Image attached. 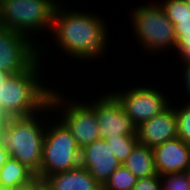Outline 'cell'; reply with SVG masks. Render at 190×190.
I'll return each mask as SVG.
<instances>
[{"label":"cell","instance_id":"1","mask_svg":"<svg viewBox=\"0 0 190 190\" xmlns=\"http://www.w3.org/2000/svg\"><path fill=\"white\" fill-rule=\"evenodd\" d=\"M66 2L69 3L68 0H61L57 5L54 13L53 29L50 34L49 40L46 39V43L43 44L41 47L42 61L48 66V68H50V72L52 73V75H54L57 79L60 77V82L64 80L65 82L69 81L68 78L72 76L74 80L76 79V77L74 76L75 68L71 69L70 65L68 64L67 66H69V68H67L65 63L66 59L70 60L69 64H75V62V65L79 64V68L82 67L80 63L84 64L83 68L87 64L86 66L88 68H91L89 69V72H92L91 70H93L90 65H94V63L98 64V61L99 64L102 65L101 61H103V59L105 61V57L107 56L106 54H110L108 53L109 49H112L109 45L110 41L112 42V38L110 36H113L112 31H114L111 30V22L108 21V19L105 18V16H103L101 12L93 13V10H86L82 7L80 9L78 8V4L76 5L77 7L75 6V8H72V5ZM58 56H62V59H60V57ZM51 59L55 62L59 61L62 66L60 63L52 62ZM62 62H64L65 65ZM91 62L93 63L91 64ZM56 64L57 66L59 65L60 68L55 66ZM58 68L60 70H57ZM66 69L70 70L69 74H71V70H73V75L68 76V70L66 71ZM55 71L58 73H55ZM59 73L60 75H62L60 76ZM63 73H65L66 75ZM62 78L65 79L63 80Z\"/></svg>","mask_w":190,"mask_h":190},{"label":"cell","instance_id":"2","mask_svg":"<svg viewBox=\"0 0 190 190\" xmlns=\"http://www.w3.org/2000/svg\"><path fill=\"white\" fill-rule=\"evenodd\" d=\"M47 67L40 58L30 69L6 78L0 86V110L7 119L33 115L49 103L59 79Z\"/></svg>","mask_w":190,"mask_h":190},{"label":"cell","instance_id":"3","mask_svg":"<svg viewBox=\"0 0 190 190\" xmlns=\"http://www.w3.org/2000/svg\"><path fill=\"white\" fill-rule=\"evenodd\" d=\"M52 116L48 103L33 115L7 119L0 129V147L35 175L40 172L46 125Z\"/></svg>","mask_w":190,"mask_h":190},{"label":"cell","instance_id":"4","mask_svg":"<svg viewBox=\"0 0 190 190\" xmlns=\"http://www.w3.org/2000/svg\"><path fill=\"white\" fill-rule=\"evenodd\" d=\"M147 2L144 0V4L141 2L142 5L137 4L131 6V10H127L129 19L126 20L130 23L128 28L131 26L130 35L132 38L134 36L132 40L136 41L135 45L138 44L137 49L142 50L141 55L146 53L149 58L165 55L168 58L169 53V56L174 57L177 41L175 26L157 0H147Z\"/></svg>","mask_w":190,"mask_h":190},{"label":"cell","instance_id":"5","mask_svg":"<svg viewBox=\"0 0 190 190\" xmlns=\"http://www.w3.org/2000/svg\"><path fill=\"white\" fill-rule=\"evenodd\" d=\"M69 79L71 84L68 81L56 84L49 103L53 115L71 132L77 145L82 149L100 139V133L95 110L80 95L78 96V93H73L76 91L73 84L75 80ZM68 86L74 87L68 89Z\"/></svg>","mask_w":190,"mask_h":190},{"label":"cell","instance_id":"6","mask_svg":"<svg viewBox=\"0 0 190 190\" xmlns=\"http://www.w3.org/2000/svg\"><path fill=\"white\" fill-rule=\"evenodd\" d=\"M60 1L3 0L0 3V25L31 38L42 47L52 32L54 13Z\"/></svg>","mask_w":190,"mask_h":190},{"label":"cell","instance_id":"7","mask_svg":"<svg viewBox=\"0 0 190 190\" xmlns=\"http://www.w3.org/2000/svg\"><path fill=\"white\" fill-rule=\"evenodd\" d=\"M134 79L136 80V78H133L132 82H124L125 79H120V81L123 80L121 83H124L125 85L130 83L133 86L130 85L127 87L126 85L122 88L121 85L118 86L117 84V88L115 87L114 89L112 87L108 90L118 99L125 112L135 124L139 126L146 120H149L166 110L172 104L173 92L168 94L170 90L169 88H167L168 90L162 88L164 87L163 83L161 87L157 86L156 83L154 84L155 79L152 81V84L151 82L146 84L144 81H142L143 84L141 81L136 83L134 82ZM164 90L167 91V93Z\"/></svg>","mask_w":190,"mask_h":190},{"label":"cell","instance_id":"8","mask_svg":"<svg viewBox=\"0 0 190 190\" xmlns=\"http://www.w3.org/2000/svg\"><path fill=\"white\" fill-rule=\"evenodd\" d=\"M81 149L71 132L53 115L47 122L43 142L42 163L36 177L69 171L80 166Z\"/></svg>","mask_w":190,"mask_h":190},{"label":"cell","instance_id":"9","mask_svg":"<svg viewBox=\"0 0 190 190\" xmlns=\"http://www.w3.org/2000/svg\"><path fill=\"white\" fill-rule=\"evenodd\" d=\"M114 83L117 84L115 80L113 83H111V85L109 82V86H106L105 89L100 85L101 88H98V92L95 90L96 87L92 88L90 86L89 88L91 89L89 90L90 93L88 92V94L86 91H88L89 88L87 87L86 89V85H83V81L82 84H78L76 82L80 89H78V86L75 85L77 87L76 90H79L77 93H80V96L95 110L100 138L102 139L115 138L119 137V135H137L138 126L125 112L118 99L107 89V87H112V84ZM81 87H85L83 88L84 90L81 89ZM95 94L96 96H94ZM90 96L92 99L89 98Z\"/></svg>","mask_w":190,"mask_h":190},{"label":"cell","instance_id":"10","mask_svg":"<svg viewBox=\"0 0 190 190\" xmlns=\"http://www.w3.org/2000/svg\"><path fill=\"white\" fill-rule=\"evenodd\" d=\"M41 58V47L31 38L0 25V71L14 75L30 69Z\"/></svg>","mask_w":190,"mask_h":190},{"label":"cell","instance_id":"11","mask_svg":"<svg viewBox=\"0 0 190 190\" xmlns=\"http://www.w3.org/2000/svg\"><path fill=\"white\" fill-rule=\"evenodd\" d=\"M80 165L88 169L94 179L103 186L121 163L112 154L106 140L100 138L81 149Z\"/></svg>","mask_w":190,"mask_h":190},{"label":"cell","instance_id":"12","mask_svg":"<svg viewBox=\"0 0 190 190\" xmlns=\"http://www.w3.org/2000/svg\"><path fill=\"white\" fill-rule=\"evenodd\" d=\"M176 137H178L177 116L173 104L137 127L139 144L151 148Z\"/></svg>","mask_w":190,"mask_h":190},{"label":"cell","instance_id":"13","mask_svg":"<svg viewBox=\"0 0 190 190\" xmlns=\"http://www.w3.org/2000/svg\"><path fill=\"white\" fill-rule=\"evenodd\" d=\"M158 175L184 173L190 168V145L176 137L152 148Z\"/></svg>","mask_w":190,"mask_h":190},{"label":"cell","instance_id":"14","mask_svg":"<svg viewBox=\"0 0 190 190\" xmlns=\"http://www.w3.org/2000/svg\"><path fill=\"white\" fill-rule=\"evenodd\" d=\"M45 184L49 190H102L88 169L81 165L69 171L48 176Z\"/></svg>","mask_w":190,"mask_h":190},{"label":"cell","instance_id":"15","mask_svg":"<svg viewBox=\"0 0 190 190\" xmlns=\"http://www.w3.org/2000/svg\"><path fill=\"white\" fill-rule=\"evenodd\" d=\"M36 175L18 160L9 157L0 168V190H12L29 184Z\"/></svg>","mask_w":190,"mask_h":190},{"label":"cell","instance_id":"16","mask_svg":"<svg viewBox=\"0 0 190 190\" xmlns=\"http://www.w3.org/2000/svg\"><path fill=\"white\" fill-rule=\"evenodd\" d=\"M123 165L137 178L157 175L154 154L151 147L137 144Z\"/></svg>","mask_w":190,"mask_h":190},{"label":"cell","instance_id":"17","mask_svg":"<svg viewBox=\"0 0 190 190\" xmlns=\"http://www.w3.org/2000/svg\"><path fill=\"white\" fill-rule=\"evenodd\" d=\"M180 92L181 91H179L177 95L173 93L174 96L172 100L177 116L178 137L190 145V103L182 101V99L180 100L181 97L178 98Z\"/></svg>","mask_w":190,"mask_h":190},{"label":"cell","instance_id":"18","mask_svg":"<svg viewBox=\"0 0 190 190\" xmlns=\"http://www.w3.org/2000/svg\"><path fill=\"white\" fill-rule=\"evenodd\" d=\"M137 177L123 164L120 165L102 186V190H132Z\"/></svg>","mask_w":190,"mask_h":190},{"label":"cell","instance_id":"19","mask_svg":"<svg viewBox=\"0 0 190 190\" xmlns=\"http://www.w3.org/2000/svg\"><path fill=\"white\" fill-rule=\"evenodd\" d=\"M107 145L111 148L112 154L118 159L121 165L131 154L133 148L139 143L137 135H119L115 138H105Z\"/></svg>","mask_w":190,"mask_h":190},{"label":"cell","instance_id":"20","mask_svg":"<svg viewBox=\"0 0 190 190\" xmlns=\"http://www.w3.org/2000/svg\"><path fill=\"white\" fill-rule=\"evenodd\" d=\"M166 16L175 26L178 22L190 21V8L185 0H157Z\"/></svg>","mask_w":190,"mask_h":190},{"label":"cell","instance_id":"21","mask_svg":"<svg viewBox=\"0 0 190 190\" xmlns=\"http://www.w3.org/2000/svg\"><path fill=\"white\" fill-rule=\"evenodd\" d=\"M175 64H178V69L180 74L178 75L180 77L176 78L177 81V85L174 84L176 86V88L174 89V93L181 90L183 91L182 93L184 94L182 96L183 100L182 101H186L190 103V62H176ZM180 65V66H179ZM181 80V82L179 81ZM180 82V84H179ZM182 84V85H181ZM180 85V87L177 88V86ZM180 88V89H179ZM178 89V90H176Z\"/></svg>","mask_w":190,"mask_h":190},{"label":"cell","instance_id":"22","mask_svg":"<svg viewBox=\"0 0 190 190\" xmlns=\"http://www.w3.org/2000/svg\"><path fill=\"white\" fill-rule=\"evenodd\" d=\"M175 58L178 61H176ZM174 61L190 62V30L181 31V34L177 37L174 51Z\"/></svg>","mask_w":190,"mask_h":190},{"label":"cell","instance_id":"23","mask_svg":"<svg viewBox=\"0 0 190 190\" xmlns=\"http://www.w3.org/2000/svg\"><path fill=\"white\" fill-rule=\"evenodd\" d=\"M162 190H188L184 173H169L161 176Z\"/></svg>","mask_w":190,"mask_h":190},{"label":"cell","instance_id":"24","mask_svg":"<svg viewBox=\"0 0 190 190\" xmlns=\"http://www.w3.org/2000/svg\"><path fill=\"white\" fill-rule=\"evenodd\" d=\"M132 190H162L160 175L138 178Z\"/></svg>","mask_w":190,"mask_h":190},{"label":"cell","instance_id":"25","mask_svg":"<svg viewBox=\"0 0 190 190\" xmlns=\"http://www.w3.org/2000/svg\"><path fill=\"white\" fill-rule=\"evenodd\" d=\"M46 184L43 179H40L36 177L33 181H31L29 184H26L21 187H17L16 189L12 190H46Z\"/></svg>","mask_w":190,"mask_h":190},{"label":"cell","instance_id":"26","mask_svg":"<svg viewBox=\"0 0 190 190\" xmlns=\"http://www.w3.org/2000/svg\"><path fill=\"white\" fill-rule=\"evenodd\" d=\"M189 30H190V21L178 22L175 25L176 38L181 34V31H189Z\"/></svg>","mask_w":190,"mask_h":190},{"label":"cell","instance_id":"27","mask_svg":"<svg viewBox=\"0 0 190 190\" xmlns=\"http://www.w3.org/2000/svg\"><path fill=\"white\" fill-rule=\"evenodd\" d=\"M10 155L8 151L5 149H2L0 147V168L6 163V161L9 159Z\"/></svg>","mask_w":190,"mask_h":190},{"label":"cell","instance_id":"28","mask_svg":"<svg viewBox=\"0 0 190 190\" xmlns=\"http://www.w3.org/2000/svg\"><path fill=\"white\" fill-rule=\"evenodd\" d=\"M6 121H7V117L0 110V129L2 128L3 125L6 124Z\"/></svg>","mask_w":190,"mask_h":190},{"label":"cell","instance_id":"29","mask_svg":"<svg viewBox=\"0 0 190 190\" xmlns=\"http://www.w3.org/2000/svg\"><path fill=\"white\" fill-rule=\"evenodd\" d=\"M9 75L0 71V86L4 83V81L6 80V78L8 77Z\"/></svg>","mask_w":190,"mask_h":190},{"label":"cell","instance_id":"30","mask_svg":"<svg viewBox=\"0 0 190 190\" xmlns=\"http://www.w3.org/2000/svg\"><path fill=\"white\" fill-rule=\"evenodd\" d=\"M184 175L188 182V190H190V168L184 172Z\"/></svg>","mask_w":190,"mask_h":190},{"label":"cell","instance_id":"31","mask_svg":"<svg viewBox=\"0 0 190 190\" xmlns=\"http://www.w3.org/2000/svg\"><path fill=\"white\" fill-rule=\"evenodd\" d=\"M185 2L188 5V7L190 8V0H185Z\"/></svg>","mask_w":190,"mask_h":190}]
</instances>
